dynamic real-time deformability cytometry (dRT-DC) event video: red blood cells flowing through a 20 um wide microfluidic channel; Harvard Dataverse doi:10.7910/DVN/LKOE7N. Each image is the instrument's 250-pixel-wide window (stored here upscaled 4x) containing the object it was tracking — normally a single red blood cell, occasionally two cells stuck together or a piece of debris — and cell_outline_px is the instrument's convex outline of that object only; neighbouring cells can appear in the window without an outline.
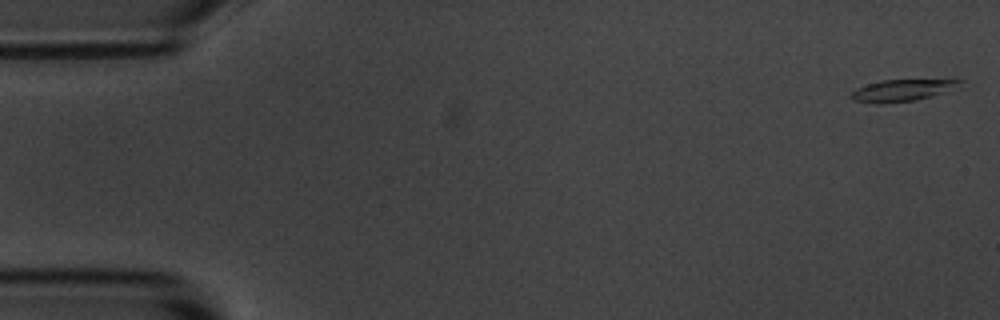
{"species": "common noctule bat (a hibernating species)", "species_latin": "Nyctalus noctula", "temperature_condition": "room temperature", "stored_images_in_passage": 5, "camera_frame_rate_fps": 3000, "um_per_image_px": 0.085, "animal": {"sex": "male", "body_mass_g": 20.1, "forearm_length_mm": 53.5}, "frame": {"image": 1, "passage_image": 1, "time_ms": 0.0, "image_size_px": [1000, 320], "cell_outline_px": [[964, 80], [960, 88], [916, 100], [880, 104], [876, 104], [852, 100], [852, 92], [856, 88], [880, 80]], "centroid_in_image_um": [76.71, 7.68], "position_along_channel_um": 8.3, "area_um2": 13.81}}
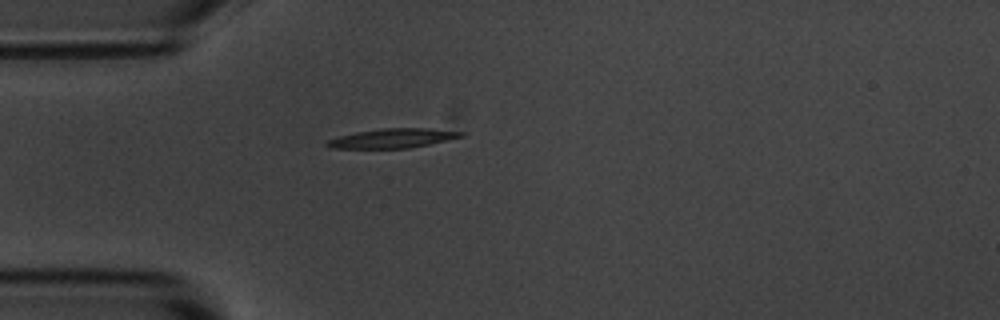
{"frame": {"image": 2, "passage_image": 5, "time_ms": 4.667, "image_size_px": [1000, 320], "cell_outline_px": [[464, 136], [428, 144], [408, 148], [328, 148], [324, 144], [328, 140], [340, 136], [356, 132], [384, 128], [424, 128], [464, 132]], "centroid_in_image_um": [33.33, 11.75], "position_along_channel_um": 51.7, "area_um2": 14.85}}